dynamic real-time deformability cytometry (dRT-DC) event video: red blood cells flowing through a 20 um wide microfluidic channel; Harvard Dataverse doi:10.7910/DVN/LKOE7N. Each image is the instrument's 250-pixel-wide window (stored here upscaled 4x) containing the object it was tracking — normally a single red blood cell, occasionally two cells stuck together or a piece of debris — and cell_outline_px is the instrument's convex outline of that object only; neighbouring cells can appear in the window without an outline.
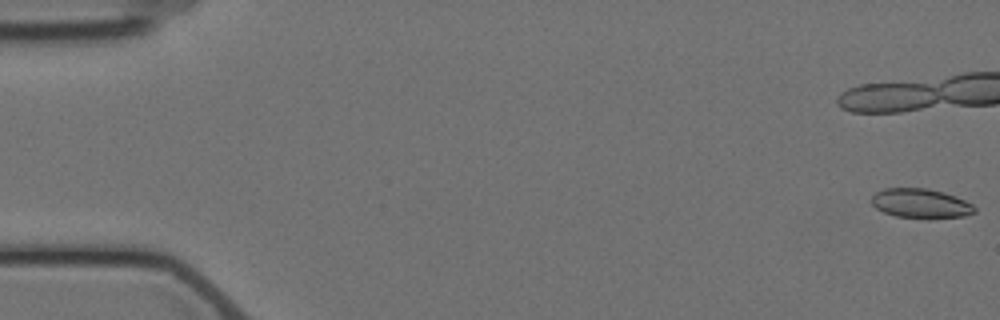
{"species": "Egyptian fruit bat (a non-hibernating species)", "species_latin": "Rousettus aegyptiacus", "temperature_condition": "cold", "stored_images_in_passage": 6, "camera_frame_rate_fps": 3000, "um_per_image_px": 0.085, "animal": {"sex": "female"}, "frame": {"image": 1, "passage_image": 1, "time_ms": 0.0, "image_size_px": [1000, 320], "cell_outline_px": [[976, 212], [964, 216], [928, 220], [896, 216], [884, 212], [876, 208], [872, 204], [872, 196], [876, 192], [884, 188], [928, 188], [944, 192], [956, 196], [972, 204], [976, 208]], "centroid_in_image_um": [78.29, 17.31], "position_along_channel_um": 6.7, "area_um2": 18.09}}